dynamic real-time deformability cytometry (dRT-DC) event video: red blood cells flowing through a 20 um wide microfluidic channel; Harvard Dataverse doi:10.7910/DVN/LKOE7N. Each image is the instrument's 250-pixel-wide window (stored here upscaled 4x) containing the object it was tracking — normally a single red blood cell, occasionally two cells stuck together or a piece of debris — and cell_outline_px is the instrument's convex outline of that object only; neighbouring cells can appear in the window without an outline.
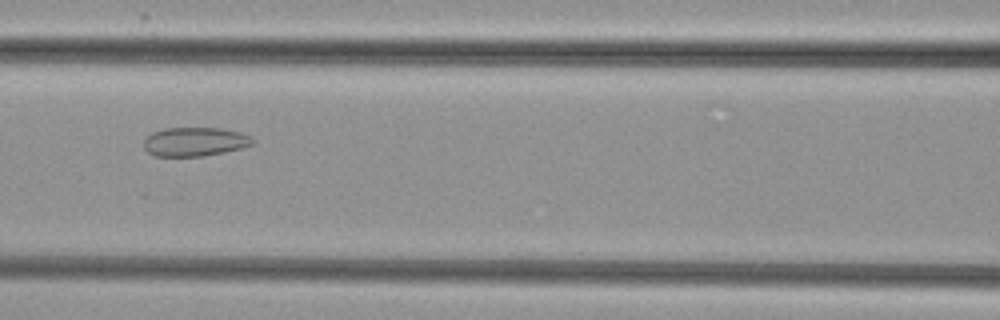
{"species": "common noctule bat (a hibernating species)", "species_latin": "Nyctalus noctula", "temperature_condition": "cold", "stored_images_in_passage": 8, "camera_frame_rate_fps": 3000, "um_per_image_px": 0.085, "animal": {"sex": "female", "body_mass_g": 29.2, "forearm_length_mm": 56.3}, "frame": {"image": 1, "passage_image": 7, "time_ms": 7.0, "image_size_px": [1000, 320], "cell_outline_px": [[256, 140], [252, 144], [240, 148], [224, 152], [204, 156], [152, 156], [144, 148], [144, 140], [152, 132], [164, 128], [220, 128], [240, 132], [252, 136]], "centroid_in_image_um": [16.56, 12.04], "position_along_channel_um": 150.0, "area_um2": 18.44}}